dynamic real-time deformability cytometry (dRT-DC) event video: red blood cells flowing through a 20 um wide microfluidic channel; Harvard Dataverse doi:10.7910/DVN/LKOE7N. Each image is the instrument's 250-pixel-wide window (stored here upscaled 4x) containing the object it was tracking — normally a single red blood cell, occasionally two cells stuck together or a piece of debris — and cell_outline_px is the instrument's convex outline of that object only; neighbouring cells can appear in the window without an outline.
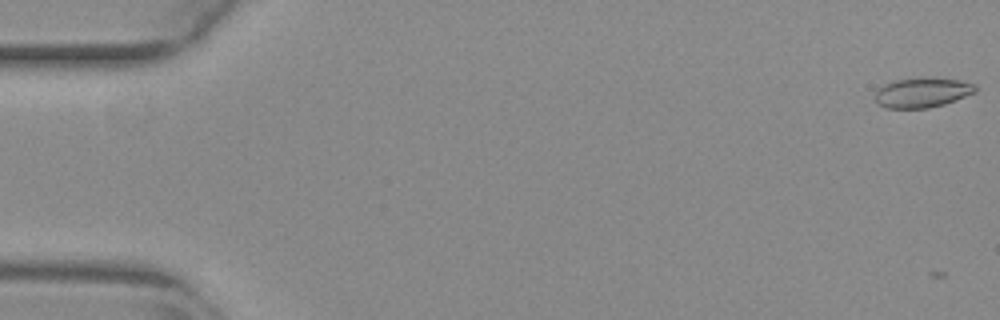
{"species": "common noctule bat (a hibernating species)", "species_latin": "Nyctalus noctula", "temperature_condition": "warm", "stored_images_in_passage": 8, "camera_frame_rate_fps": 3000, "um_per_image_px": 0.085, "animal": {"sex": "female", "body_mass_g": 29.2, "forearm_length_mm": 56.3}, "frame": {"image": 1, "passage_image": 3, "time_ms": 0.667, "image_size_px": [1000, 320], "cell_outline_px": [[976, 92], [956, 100], [944, 104], [928, 108], [884, 108], [876, 100], [876, 92], [884, 84], [896, 80], [920, 76], [932, 76], [960, 80], [976, 84]], "centroid_in_image_um": [78.44, 7.84], "position_along_channel_um": 6.6, "area_um2": 17.74}}